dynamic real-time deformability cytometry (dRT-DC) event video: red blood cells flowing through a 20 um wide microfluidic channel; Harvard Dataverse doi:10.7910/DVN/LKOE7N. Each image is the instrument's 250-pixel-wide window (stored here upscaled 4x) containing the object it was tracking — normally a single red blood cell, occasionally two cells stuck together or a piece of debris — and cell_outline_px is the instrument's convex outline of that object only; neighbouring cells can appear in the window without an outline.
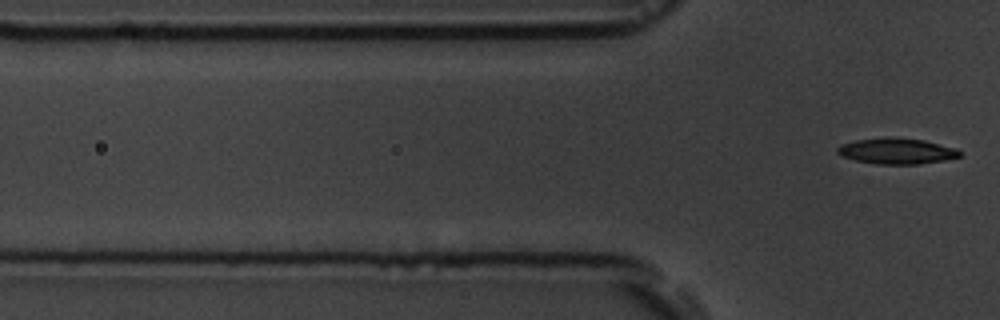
{"species": "common noctule bat (a hibernating species)", "species_latin": "Nyctalus noctula", "temperature_condition": "room temperature", "stored_images_in_passage": 7, "segment_of_instrument_passage": [2, 2], "camera_frame_rate_fps": 3000, "um_per_image_px": 0.085, "animal": {"sex": "male", "body_mass_g": 19.5, "forearm_length_mm": 54.6}, "frame": {"image": 1, "passage_image": 7, "time_ms": 7.667, "image_size_px": [1000, 320], "cell_outline_px": [[960, 156], [920, 164], [876, 164], [856, 160], [844, 156], [836, 152], [836, 148], [840, 144], [856, 140], [884, 136], [896, 136], [924, 140], [956, 148], [960, 152]], "centroid_in_image_um": [76.17, 12.81], "position_along_channel_um": 49.6, "area_um2": 18.5}}